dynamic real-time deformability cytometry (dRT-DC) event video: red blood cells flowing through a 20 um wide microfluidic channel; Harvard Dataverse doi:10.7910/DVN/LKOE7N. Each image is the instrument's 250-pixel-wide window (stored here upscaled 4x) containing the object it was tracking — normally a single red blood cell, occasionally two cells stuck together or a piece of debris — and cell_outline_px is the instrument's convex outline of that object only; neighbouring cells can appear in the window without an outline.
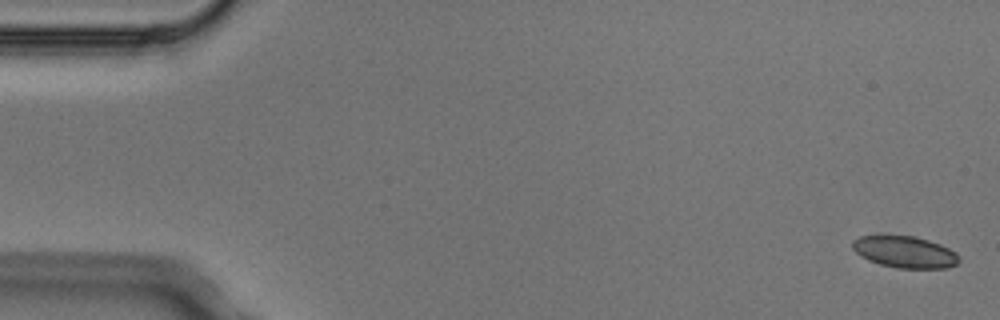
{"species": "Egyptian fruit bat (a non-hibernating species)", "species_latin": "Rousettus aegyptiacus", "temperature_condition": "cold", "stored_images_in_passage": 4, "camera_frame_rate_fps": 3000, "um_per_image_px": 0.085, "animal": {"sex": "male"}, "frame": {"image": 1, "passage_image": 1, "time_ms": 0.0, "image_size_px": [1000, 320], "cell_outline_px": [[960, 260], [956, 264], [948, 268], [900, 268], [880, 264], [868, 260], [860, 256], [852, 248], [852, 240], [860, 236], [916, 236], [940, 244], [956, 252], [960, 256]], "centroid_in_image_um": [76.93, 21.42], "position_along_channel_um": 8.1, "area_um2": 19.65}}